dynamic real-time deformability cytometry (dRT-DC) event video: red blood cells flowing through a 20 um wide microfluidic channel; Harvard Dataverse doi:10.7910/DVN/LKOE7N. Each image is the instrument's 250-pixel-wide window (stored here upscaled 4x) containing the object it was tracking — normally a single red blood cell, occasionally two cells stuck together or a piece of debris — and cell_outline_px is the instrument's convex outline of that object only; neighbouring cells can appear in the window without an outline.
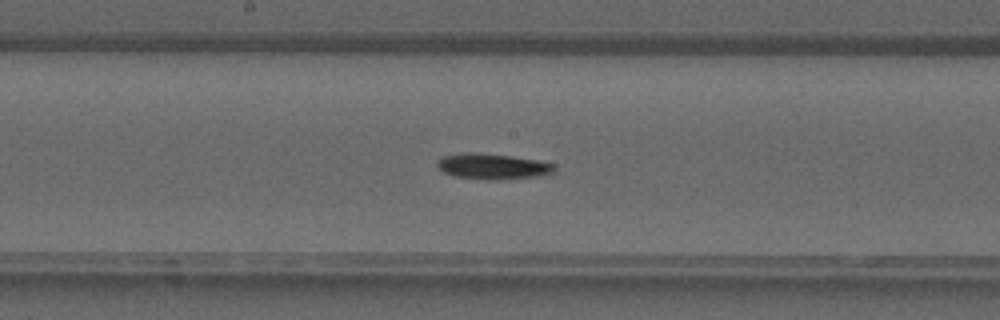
{"species": "common noctule bat (a hibernating species)", "species_latin": "Nyctalus noctula", "temperature_condition": "warm", "stored_images_in_passage": 39, "camera_frame_rate_fps": 3000, "um_per_image_px": 0.085, "animal": {"sex": "male", "forearm_length_mm": 52.5}, "frame": {"image": 1, "passage_image": 20, "time_ms": 6.333, "image_size_px": [1000, 320], "cell_outline_px": [[556, 168], [552, 172], [540, 176], [500, 180], [488, 180], [456, 176], [444, 172], [436, 164], [444, 156], [468, 152], [472, 152], [512, 156], [536, 160], [552, 164]], "centroid_in_image_um": [41.89, 14.15], "position_along_channel_um": 206.3, "area_um2": 17.22}}
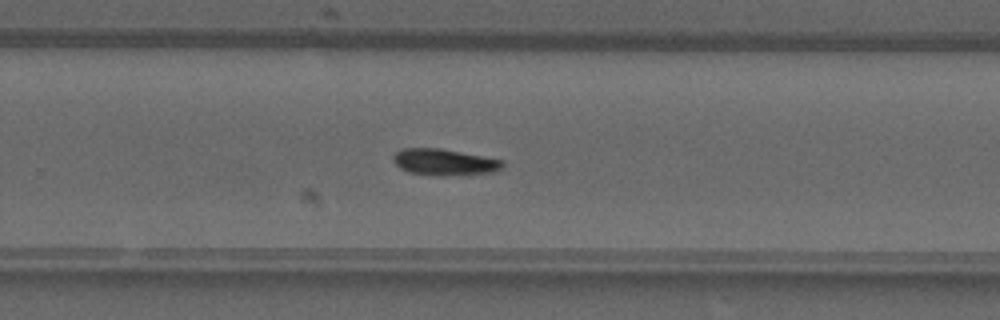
{"frame": {"image": 2, "passage_image": 25, "time_ms": 8.0, "image_size_px": [1000, 320], "cell_outline_px": [[504, 164], [500, 168], [492, 172], [440, 176], [408, 172], [400, 168], [392, 160], [392, 156], [396, 152], [404, 148], [440, 148], [504, 160]], "centroid_in_image_um": [37.73, 13.77], "position_along_channel_um": 292.1, "area_um2": 16.7}}
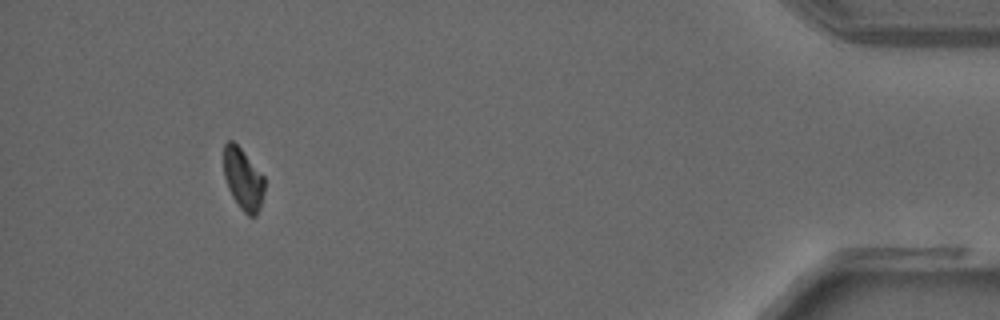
{"frame": {"image": 3, "passage_image": 36, "time_ms": 11.667, "image_size_px": [1000, 320], "cell_outline_px": [[264, 192], [256, 216], [248, 216], [240, 208], [232, 196], [228, 188], [224, 176], [224, 144], [228, 140], [232, 140], [240, 148], [264, 176]], "centroid_in_image_um": [20.65, 15.22], "position_along_channel_um": 414.5, "area_um2": 14.45}}